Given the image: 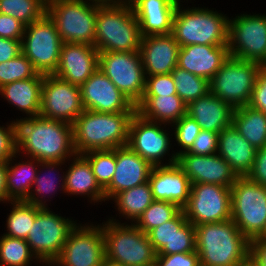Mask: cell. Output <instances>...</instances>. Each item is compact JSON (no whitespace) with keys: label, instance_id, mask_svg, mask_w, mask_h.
Here are the masks:
<instances>
[{"label":"cell","instance_id":"6da1fadb","mask_svg":"<svg viewBox=\"0 0 266 266\" xmlns=\"http://www.w3.org/2000/svg\"><path fill=\"white\" fill-rule=\"evenodd\" d=\"M15 122L17 153H26L28 158L41 162H65L77 154L73 125L41 116L20 118Z\"/></svg>","mask_w":266,"mask_h":266},{"label":"cell","instance_id":"7a4b0ae2","mask_svg":"<svg viewBox=\"0 0 266 266\" xmlns=\"http://www.w3.org/2000/svg\"><path fill=\"white\" fill-rule=\"evenodd\" d=\"M200 266H237L250 253V241L232 219L195 226Z\"/></svg>","mask_w":266,"mask_h":266},{"label":"cell","instance_id":"3957f363","mask_svg":"<svg viewBox=\"0 0 266 266\" xmlns=\"http://www.w3.org/2000/svg\"><path fill=\"white\" fill-rule=\"evenodd\" d=\"M135 112L104 113L84 110L73 123L77 154L111 150L128 143L129 124Z\"/></svg>","mask_w":266,"mask_h":266},{"label":"cell","instance_id":"277c9868","mask_svg":"<svg viewBox=\"0 0 266 266\" xmlns=\"http://www.w3.org/2000/svg\"><path fill=\"white\" fill-rule=\"evenodd\" d=\"M141 38L132 8L98 4L94 46L99 52L139 51Z\"/></svg>","mask_w":266,"mask_h":266},{"label":"cell","instance_id":"5b68a950","mask_svg":"<svg viewBox=\"0 0 266 266\" xmlns=\"http://www.w3.org/2000/svg\"><path fill=\"white\" fill-rule=\"evenodd\" d=\"M173 17L172 35L180 47L192 44L228 45L229 17L204 8L181 9Z\"/></svg>","mask_w":266,"mask_h":266},{"label":"cell","instance_id":"8992f818","mask_svg":"<svg viewBox=\"0 0 266 266\" xmlns=\"http://www.w3.org/2000/svg\"><path fill=\"white\" fill-rule=\"evenodd\" d=\"M110 219L102 225L105 258L123 266H150L156 255L147 234L131 225Z\"/></svg>","mask_w":266,"mask_h":266},{"label":"cell","instance_id":"52a82bcc","mask_svg":"<svg viewBox=\"0 0 266 266\" xmlns=\"http://www.w3.org/2000/svg\"><path fill=\"white\" fill-rule=\"evenodd\" d=\"M97 11L98 4L93 0H53L46 4V14L63 43L94 46Z\"/></svg>","mask_w":266,"mask_h":266},{"label":"cell","instance_id":"ba28073f","mask_svg":"<svg viewBox=\"0 0 266 266\" xmlns=\"http://www.w3.org/2000/svg\"><path fill=\"white\" fill-rule=\"evenodd\" d=\"M231 189V219L249 240L258 238L266 226V187L238 177Z\"/></svg>","mask_w":266,"mask_h":266},{"label":"cell","instance_id":"9c48e42d","mask_svg":"<svg viewBox=\"0 0 266 266\" xmlns=\"http://www.w3.org/2000/svg\"><path fill=\"white\" fill-rule=\"evenodd\" d=\"M262 65L229 56L209 80L210 93L234 109L249 104Z\"/></svg>","mask_w":266,"mask_h":266},{"label":"cell","instance_id":"30bf717a","mask_svg":"<svg viewBox=\"0 0 266 266\" xmlns=\"http://www.w3.org/2000/svg\"><path fill=\"white\" fill-rule=\"evenodd\" d=\"M62 44L54 22L45 14L25 26L21 50L39 74L52 75L59 64Z\"/></svg>","mask_w":266,"mask_h":266},{"label":"cell","instance_id":"8fae6325","mask_svg":"<svg viewBox=\"0 0 266 266\" xmlns=\"http://www.w3.org/2000/svg\"><path fill=\"white\" fill-rule=\"evenodd\" d=\"M77 224L72 219L55 214L49 208H42L35 216L26 242L36 258L50 266L60 255Z\"/></svg>","mask_w":266,"mask_h":266},{"label":"cell","instance_id":"7c38bea8","mask_svg":"<svg viewBox=\"0 0 266 266\" xmlns=\"http://www.w3.org/2000/svg\"><path fill=\"white\" fill-rule=\"evenodd\" d=\"M98 67L134 105L141 101L146 75L139 51L99 52Z\"/></svg>","mask_w":266,"mask_h":266},{"label":"cell","instance_id":"4fadbf2b","mask_svg":"<svg viewBox=\"0 0 266 266\" xmlns=\"http://www.w3.org/2000/svg\"><path fill=\"white\" fill-rule=\"evenodd\" d=\"M229 56L266 65V15L241 14L229 19Z\"/></svg>","mask_w":266,"mask_h":266},{"label":"cell","instance_id":"5bb4252c","mask_svg":"<svg viewBox=\"0 0 266 266\" xmlns=\"http://www.w3.org/2000/svg\"><path fill=\"white\" fill-rule=\"evenodd\" d=\"M194 226L231 219V189L218 184H191L189 201L183 208Z\"/></svg>","mask_w":266,"mask_h":266},{"label":"cell","instance_id":"9a60e30c","mask_svg":"<svg viewBox=\"0 0 266 266\" xmlns=\"http://www.w3.org/2000/svg\"><path fill=\"white\" fill-rule=\"evenodd\" d=\"M77 224L60 255L50 266H102L105 258L102 225Z\"/></svg>","mask_w":266,"mask_h":266},{"label":"cell","instance_id":"2e32d148","mask_svg":"<svg viewBox=\"0 0 266 266\" xmlns=\"http://www.w3.org/2000/svg\"><path fill=\"white\" fill-rule=\"evenodd\" d=\"M162 125V123L143 118L137 112L132 116L129 124L127 145L153 167L177 163V157L174 152L170 156L171 158L168 159L170 161L162 164L163 157L169 154L172 145L169 132L163 130L164 127Z\"/></svg>","mask_w":266,"mask_h":266},{"label":"cell","instance_id":"e0dca14e","mask_svg":"<svg viewBox=\"0 0 266 266\" xmlns=\"http://www.w3.org/2000/svg\"><path fill=\"white\" fill-rule=\"evenodd\" d=\"M80 87L52 75H44L40 116L73 125L84 111Z\"/></svg>","mask_w":266,"mask_h":266},{"label":"cell","instance_id":"ac0fdd59","mask_svg":"<svg viewBox=\"0 0 266 266\" xmlns=\"http://www.w3.org/2000/svg\"><path fill=\"white\" fill-rule=\"evenodd\" d=\"M85 110L118 113L136 112V105L101 71L97 70L80 86Z\"/></svg>","mask_w":266,"mask_h":266},{"label":"cell","instance_id":"d6986e66","mask_svg":"<svg viewBox=\"0 0 266 266\" xmlns=\"http://www.w3.org/2000/svg\"><path fill=\"white\" fill-rule=\"evenodd\" d=\"M191 184L206 183L231 187L238 176L220 155H195L184 152L177 157Z\"/></svg>","mask_w":266,"mask_h":266},{"label":"cell","instance_id":"ffe728a7","mask_svg":"<svg viewBox=\"0 0 266 266\" xmlns=\"http://www.w3.org/2000/svg\"><path fill=\"white\" fill-rule=\"evenodd\" d=\"M99 51L95 46L63 43L54 75L80 87L98 68Z\"/></svg>","mask_w":266,"mask_h":266},{"label":"cell","instance_id":"44dd1931","mask_svg":"<svg viewBox=\"0 0 266 266\" xmlns=\"http://www.w3.org/2000/svg\"><path fill=\"white\" fill-rule=\"evenodd\" d=\"M153 166L128 145L116 148V167L110 185L104 190L106 201L121 191L142 185L149 180Z\"/></svg>","mask_w":266,"mask_h":266},{"label":"cell","instance_id":"7402d4cb","mask_svg":"<svg viewBox=\"0 0 266 266\" xmlns=\"http://www.w3.org/2000/svg\"><path fill=\"white\" fill-rule=\"evenodd\" d=\"M179 48L172 33L142 37L139 52L145 75L171 73L178 64Z\"/></svg>","mask_w":266,"mask_h":266},{"label":"cell","instance_id":"603a6c76","mask_svg":"<svg viewBox=\"0 0 266 266\" xmlns=\"http://www.w3.org/2000/svg\"><path fill=\"white\" fill-rule=\"evenodd\" d=\"M154 200L175 203L183 209L191 191L190 179L177 164L154 166L148 180Z\"/></svg>","mask_w":266,"mask_h":266},{"label":"cell","instance_id":"cb8c5ba5","mask_svg":"<svg viewBox=\"0 0 266 266\" xmlns=\"http://www.w3.org/2000/svg\"><path fill=\"white\" fill-rule=\"evenodd\" d=\"M228 57V45L192 44L179 48L177 66L210 80Z\"/></svg>","mask_w":266,"mask_h":266},{"label":"cell","instance_id":"d4e9b609","mask_svg":"<svg viewBox=\"0 0 266 266\" xmlns=\"http://www.w3.org/2000/svg\"><path fill=\"white\" fill-rule=\"evenodd\" d=\"M181 0H140L133 7L142 37L172 33L173 17Z\"/></svg>","mask_w":266,"mask_h":266},{"label":"cell","instance_id":"484cf974","mask_svg":"<svg viewBox=\"0 0 266 266\" xmlns=\"http://www.w3.org/2000/svg\"><path fill=\"white\" fill-rule=\"evenodd\" d=\"M257 149L231 124L218 136L217 154L225 159L238 177L246 176L254 163Z\"/></svg>","mask_w":266,"mask_h":266},{"label":"cell","instance_id":"4316f807","mask_svg":"<svg viewBox=\"0 0 266 266\" xmlns=\"http://www.w3.org/2000/svg\"><path fill=\"white\" fill-rule=\"evenodd\" d=\"M235 109L220 98L208 93L187 105L186 114L192 117L201 129L220 133L230 126Z\"/></svg>","mask_w":266,"mask_h":266},{"label":"cell","instance_id":"83f0119b","mask_svg":"<svg viewBox=\"0 0 266 266\" xmlns=\"http://www.w3.org/2000/svg\"><path fill=\"white\" fill-rule=\"evenodd\" d=\"M43 80L44 75L38 73L33 78L14 81L1 87L0 95L29 118L40 116Z\"/></svg>","mask_w":266,"mask_h":266},{"label":"cell","instance_id":"f1b7e54d","mask_svg":"<svg viewBox=\"0 0 266 266\" xmlns=\"http://www.w3.org/2000/svg\"><path fill=\"white\" fill-rule=\"evenodd\" d=\"M76 157V158H75ZM72 158L65 173V189L63 193L69 195H87L90 201L102 202L106 200L104 190L100 187L93 174L89 161L82 155L76 154Z\"/></svg>","mask_w":266,"mask_h":266},{"label":"cell","instance_id":"f546056e","mask_svg":"<svg viewBox=\"0 0 266 266\" xmlns=\"http://www.w3.org/2000/svg\"><path fill=\"white\" fill-rule=\"evenodd\" d=\"M187 105L178 94L175 95H143L136 105V112L143 118L172 125L186 114Z\"/></svg>","mask_w":266,"mask_h":266},{"label":"cell","instance_id":"4dcf8cb0","mask_svg":"<svg viewBox=\"0 0 266 266\" xmlns=\"http://www.w3.org/2000/svg\"><path fill=\"white\" fill-rule=\"evenodd\" d=\"M17 152L7 161L6 173V189H7V202L26 200L31 193L37 170L39 169L41 161L30 158L28 161H19L16 164L15 160ZM37 164V165H35ZM39 164V165H38ZM38 167V168H37Z\"/></svg>","mask_w":266,"mask_h":266},{"label":"cell","instance_id":"1f68e13d","mask_svg":"<svg viewBox=\"0 0 266 266\" xmlns=\"http://www.w3.org/2000/svg\"><path fill=\"white\" fill-rule=\"evenodd\" d=\"M233 126L256 149L266 147V114L249 105L236 108Z\"/></svg>","mask_w":266,"mask_h":266},{"label":"cell","instance_id":"d6a6232c","mask_svg":"<svg viewBox=\"0 0 266 266\" xmlns=\"http://www.w3.org/2000/svg\"><path fill=\"white\" fill-rule=\"evenodd\" d=\"M112 200L116 202L119 214L135 223L154 201V198L151 186L149 182H146L131 189L121 191Z\"/></svg>","mask_w":266,"mask_h":266},{"label":"cell","instance_id":"836d02e7","mask_svg":"<svg viewBox=\"0 0 266 266\" xmlns=\"http://www.w3.org/2000/svg\"><path fill=\"white\" fill-rule=\"evenodd\" d=\"M62 164H65L64 161H52V162H41L40 163L39 167L42 166L44 169H48V170H45L44 172L48 171L49 175L48 173H44V174H41L42 176H40V173H39L40 170H37L36 178H35V181L32 187L33 190H31V193L29 194L28 198L25 200L26 202L32 205H36L39 208H48L46 204V199H45L46 195L52 194L51 192L55 193L57 191V187L55 185H57V183L59 184L60 181H62V183L60 182L61 184L60 187H62L60 190L64 191L65 189V173L63 172V176H59L60 180H58L57 182V180H55L56 179L54 175L55 173L53 172V169L54 171H56L55 169H57L59 166L61 167ZM51 174L54 175V176L52 175L54 178L51 177ZM32 191L35 193H33ZM43 198L45 201L43 200Z\"/></svg>","mask_w":266,"mask_h":266},{"label":"cell","instance_id":"e575fe53","mask_svg":"<svg viewBox=\"0 0 266 266\" xmlns=\"http://www.w3.org/2000/svg\"><path fill=\"white\" fill-rule=\"evenodd\" d=\"M10 203L13 205V208L6 220L8 232L3 235L26 240L35 216L42 208L32 205L25 200L10 201Z\"/></svg>","mask_w":266,"mask_h":266},{"label":"cell","instance_id":"d590c367","mask_svg":"<svg viewBox=\"0 0 266 266\" xmlns=\"http://www.w3.org/2000/svg\"><path fill=\"white\" fill-rule=\"evenodd\" d=\"M177 94L188 105L210 92L209 80L196 76L178 66L171 72Z\"/></svg>","mask_w":266,"mask_h":266},{"label":"cell","instance_id":"8d00e7d4","mask_svg":"<svg viewBox=\"0 0 266 266\" xmlns=\"http://www.w3.org/2000/svg\"><path fill=\"white\" fill-rule=\"evenodd\" d=\"M33 259L38 261L25 239L0 237V266H28Z\"/></svg>","mask_w":266,"mask_h":266},{"label":"cell","instance_id":"74e56055","mask_svg":"<svg viewBox=\"0 0 266 266\" xmlns=\"http://www.w3.org/2000/svg\"><path fill=\"white\" fill-rule=\"evenodd\" d=\"M0 13L28 26L46 14V3L43 0H0Z\"/></svg>","mask_w":266,"mask_h":266},{"label":"cell","instance_id":"f35d334b","mask_svg":"<svg viewBox=\"0 0 266 266\" xmlns=\"http://www.w3.org/2000/svg\"><path fill=\"white\" fill-rule=\"evenodd\" d=\"M187 221L184 210L182 209L173 219L162 223L147 233L149 241L157 255L172 254V238Z\"/></svg>","mask_w":266,"mask_h":266},{"label":"cell","instance_id":"ab89813d","mask_svg":"<svg viewBox=\"0 0 266 266\" xmlns=\"http://www.w3.org/2000/svg\"><path fill=\"white\" fill-rule=\"evenodd\" d=\"M181 210L175 203L154 200L134 225L147 234L151 229L173 219Z\"/></svg>","mask_w":266,"mask_h":266},{"label":"cell","instance_id":"60d3db41","mask_svg":"<svg viewBox=\"0 0 266 266\" xmlns=\"http://www.w3.org/2000/svg\"><path fill=\"white\" fill-rule=\"evenodd\" d=\"M88 161L100 187L105 190L112 180L116 167V148L92 150L82 154Z\"/></svg>","mask_w":266,"mask_h":266},{"label":"cell","instance_id":"b9f144b4","mask_svg":"<svg viewBox=\"0 0 266 266\" xmlns=\"http://www.w3.org/2000/svg\"><path fill=\"white\" fill-rule=\"evenodd\" d=\"M37 74L32 62L20 53L16 58L0 63V88L14 81L33 78Z\"/></svg>","mask_w":266,"mask_h":266},{"label":"cell","instance_id":"7bdbcfd3","mask_svg":"<svg viewBox=\"0 0 266 266\" xmlns=\"http://www.w3.org/2000/svg\"><path fill=\"white\" fill-rule=\"evenodd\" d=\"M175 129L174 136L177 144L182 148L176 152L175 155L178 157L180 154L187 152L191 147L200 133V126L197 122L190 117L188 114L182 116L176 123L171 125Z\"/></svg>","mask_w":266,"mask_h":266},{"label":"cell","instance_id":"ee69618b","mask_svg":"<svg viewBox=\"0 0 266 266\" xmlns=\"http://www.w3.org/2000/svg\"><path fill=\"white\" fill-rule=\"evenodd\" d=\"M196 251L195 226L186 222L172 238V254Z\"/></svg>","mask_w":266,"mask_h":266},{"label":"cell","instance_id":"f6af8a7d","mask_svg":"<svg viewBox=\"0 0 266 266\" xmlns=\"http://www.w3.org/2000/svg\"><path fill=\"white\" fill-rule=\"evenodd\" d=\"M175 94L177 91L171 73L146 76L144 95L170 96Z\"/></svg>","mask_w":266,"mask_h":266},{"label":"cell","instance_id":"bcb514c9","mask_svg":"<svg viewBox=\"0 0 266 266\" xmlns=\"http://www.w3.org/2000/svg\"><path fill=\"white\" fill-rule=\"evenodd\" d=\"M219 133L201 129L192 147L187 151L195 155H213L218 151Z\"/></svg>","mask_w":266,"mask_h":266},{"label":"cell","instance_id":"7dc6e473","mask_svg":"<svg viewBox=\"0 0 266 266\" xmlns=\"http://www.w3.org/2000/svg\"><path fill=\"white\" fill-rule=\"evenodd\" d=\"M0 126V162H7L17 152L16 122Z\"/></svg>","mask_w":266,"mask_h":266},{"label":"cell","instance_id":"c3c4849f","mask_svg":"<svg viewBox=\"0 0 266 266\" xmlns=\"http://www.w3.org/2000/svg\"><path fill=\"white\" fill-rule=\"evenodd\" d=\"M157 266H200L197 251L171 255H156Z\"/></svg>","mask_w":266,"mask_h":266},{"label":"cell","instance_id":"681fc988","mask_svg":"<svg viewBox=\"0 0 266 266\" xmlns=\"http://www.w3.org/2000/svg\"><path fill=\"white\" fill-rule=\"evenodd\" d=\"M248 105L266 114V65L262 66L258 72Z\"/></svg>","mask_w":266,"mask_h":266},{"label":"cell","instance_id":"f907efd6","mask_svg":"<svg viewBox=\"0 0 266 266\" xmlns=\"http://www.w3.org/2000/svg\"><path fill=\"white\" fill-rule=\"evenodd\" d=\"M25 25L12 16L0 13V37L22 40Z\"/></svg>","mask_w":266,"mask_h":266},{"label":"cell","instance_id":"816d5d0a","mask_svg":"<svg viewBox=\"0 0 266 266\" xmlns=\"http://www.w3.org/2000/svg\"><path fill=\"white\" fill-rule=\"evenodd\" d=\"M246 177L266 187V147L257 149L254 163Z\"/></svg>","mask_w":266,"mask_h":266},{"label":"cell","instance_id":"f5cc1de1","mask_svg":"<svg viewBox=\"0 0 266 266\" xmlns=\"http://www.w3.org/2000/svg\"><path fill=\"white\" fill-rule=\"evenodd\" d=\"M21 41L0 37V63L14 59L22 53Z\"/></svg>","mask_w":266,"mask_h":266},{"label":"cell","instance_id":"db71d44e","mask_svg":"<svg viewBox=\"0 0 266 266\" xmlns=\"http://www.w3.org/2000/svg\"><path fill=\"white\" fill-rule=\"evenodd\" d=\"M249 256L259 266H266V241H261L258 238L251 240Z\"/></svg>","mask_w":266,"mask_h":266},{"label":"cell","instance_id":"11a10c76","mask_svg":"<svg viewBox=\"0 0 266 266\" xmlns=\"http://www.w3.org/2000/svg\"><path fill=\"white\" fill-rule=\"evenodd\" d=\"M6 173L7 162H0V202H7V189H6ZM5 201V202H4Z\"/></svg>","mask_w":266,"mask_h":266},{"label":"cell","instance_id":"9f6ffc18","mask_svg":"<svg viewBox=\"0 0 266 266\" xmlns=\"http://www.w3.org/2000/svg\"><path fill=\"white\" fill-rule=\"evenodd\" d=\"M99 5H125V0H93Z\"/></svg>","mask_w":266,"mask_h":266},{"label":"cell","instance_id":"6f0895ef","mask_svg":"<svg viewBox=\"0 0 266 266\" xmlns=\"http://www.w3.org/2000/svg\"><path fill=\"white\" fill-rule=\"evenodd\" d=\"M237 266H259L250 256H248L244 261H242Z\"/></svg>","mask_w":266,"mask_h":266},{"label":"cell","instance_id":"680465c9","mask_svg":"<svg viewBox=\"0 0 266 266\" xmlns=\"http://www.w3.org/2000/svg\"><path fill=\"white\" fill-rule=\"evenodd\" d=\"M102 266H123L120 263L111 261L107 258H104L103 262H102Z\"/></svg>","mask_w":266,"mask_h":266},{"label":"cell","instance_id":"91938a15","mask_svg":"<svg viewBox=\"0 0 266 266\" xmlns=\"http://www.w3.org/2000/svg\"><path fill=\"white\" fill-rule=\"evenodd\" d=\"M140 0H125V5L132 8Z\"/></svg>","mask_w":266,"mask_h":266},{"label":"cell","instance_id":"94428289","mask_svg":"<svg viewBox=\"0 0 266 266\" xmlns=\"http://www.w3.org/2000/svg\"><path fill=\"white\" fill-rule=\"evenodd\" d=\"M258 239L261 241H266V226H265L263 232L261 233V235L258 237Z\"/></svg>","mask_w":266,"mask_h":266},{"label":"cell","instance_id":"6125c7cd","mask_svg":"<svg viewBox=\"0 0 266 266\" xmlns=\"http://www.w3.org/2000/svg\"><path fill=\"white\" fill-rule=\"evenodd\" d=\"M46 4L53 0H43Z\"/></svg>","mask_w":266,"mask_h":266}]
</instances>
